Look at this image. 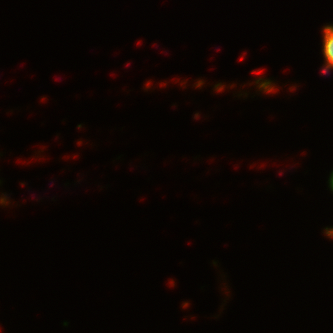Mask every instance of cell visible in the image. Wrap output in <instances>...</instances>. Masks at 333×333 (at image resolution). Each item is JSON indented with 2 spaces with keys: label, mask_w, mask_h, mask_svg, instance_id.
<instances>
[{
  "label": "cell",
  "mask_w": 333,
  "mask_h": 333,
  "mask_svg": "<svg viewBox=\"0 0 333 333\" xmlns=\"http://www.w3.org/2000/svg\"><path fill=\"white\" fill-rule=\"evenodd\" d=\"M329 182V188H330V190L333 192V171L331 172V174H330V176H329V180H328Z\"/></svg>",
  "instance_id": "3957f363"
},
{
  "label": "cell",
  "mask_w": 333,
  "mask_h": 333,
  "mask_svg": "<svg viewBox=\"0 0 333 333\" xmlns=\"http://www.w3.org/2000/svg\"><path fill=\"white\" fill-rule=\"evenodd\" d=\"M329 238H333V227H326L324 232Z\"/></svg>",
  "instance_id": "7a4b0ae2"
},
{
  "label": "cell",
  "mask_w": 333,
  "mask_h": 333,
  "mask_svg": "<svg viewBox=\"0 0 333 333\" xmlns=\"http://www.w3.org/2000/svg\"><path fill=\"white\" fill-rule=\"evenodd\" d=\"M323 32V46H322V53L325 58V64L323 66V75L328 74L333 69V24L325 25L322 28Z\"/></svg>",
  "instance_id": "6da1fadb"
}]
</instances>
